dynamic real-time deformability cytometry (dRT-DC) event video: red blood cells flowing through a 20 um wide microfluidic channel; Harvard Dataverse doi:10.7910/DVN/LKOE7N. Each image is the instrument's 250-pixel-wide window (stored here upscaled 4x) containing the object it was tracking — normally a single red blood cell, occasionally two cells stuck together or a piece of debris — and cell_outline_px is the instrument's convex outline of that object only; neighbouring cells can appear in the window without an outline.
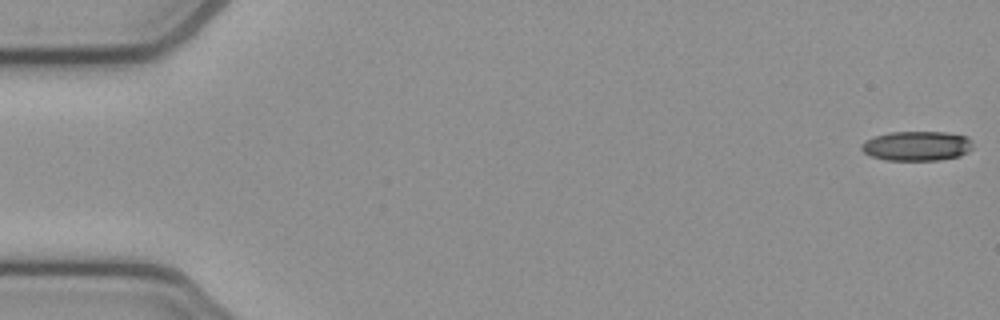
{"species": "common noctule bat (a hibernating species)", "species_latin": "Nyctalus noctula", "temperature_condition": "cold", "stored_images_in_passage": 53, "camera_frame_rate_fps": 3000, "um_per_image_px": 0.085, "animal": {"sex": "female", "body_mass_g": 21.9}, "frame": {"image": 1, "passage_image": 1, "time_ms": 0.0, "image_size_px": [1000, 320], "cell_outline_px": [[972, 148], [968, 152], [960, 156], [940, 160], [884, 160], [872, 156], [864, 152], [860, 148], [860, 144], [864, 140], [876, 136], [892, 132], [944, 132], [968, 136], [972, 140]], "centroid_in_image_um": [77.95, 12.41], "position_along_channel_um": 7.1, "area_um2": 19.36}}
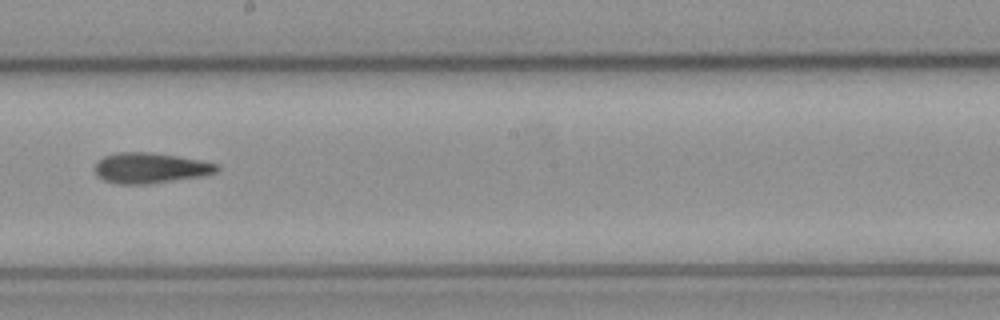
{"frame": {"image": 2, "passage_image": 30, "time_ms": 9.667, "image_size_px": [1000, 320], "cell_outline_px": [[220, 168], [216, 172], [204, 176], [148, 184], [116, 184], [104, 180], [96, 176], [92, 168], [104, 156], [116, 152], [152, 152], [200, 160], [220, 164]], "centroid_in_image_um": [12.76, 14.28], "position_along_channel_um": 235.4, "area_um2": 21.96}}
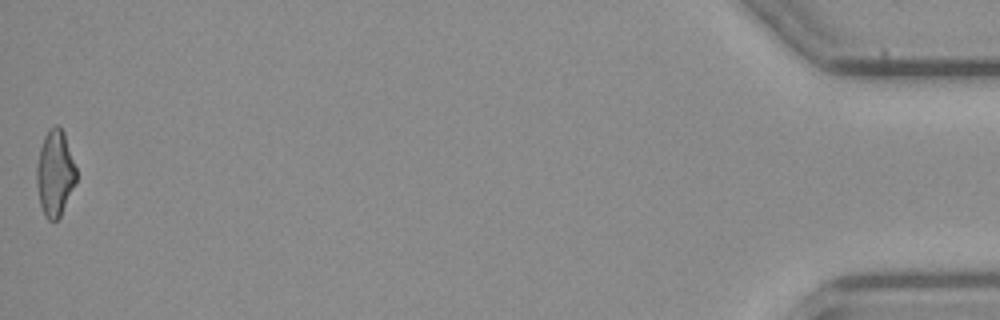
{"frame": {"image": 3, "passage_image": 53, "time_ms": 17.333, "image_size_px": [1000, 320], "cell_outline_px": [[76, 180], [60, 216], [56, 220], [48, 220], [44, 216], [40, 204], [36, 184], [36, 164], [40, 148], [44, 136], [48, 128], [56, 124], [64, 132], [76, 168]], "centroid_in_image_um": [4.65, 14.7], "position_along_channel_um": 430.6, "area_um2": 19.77}}